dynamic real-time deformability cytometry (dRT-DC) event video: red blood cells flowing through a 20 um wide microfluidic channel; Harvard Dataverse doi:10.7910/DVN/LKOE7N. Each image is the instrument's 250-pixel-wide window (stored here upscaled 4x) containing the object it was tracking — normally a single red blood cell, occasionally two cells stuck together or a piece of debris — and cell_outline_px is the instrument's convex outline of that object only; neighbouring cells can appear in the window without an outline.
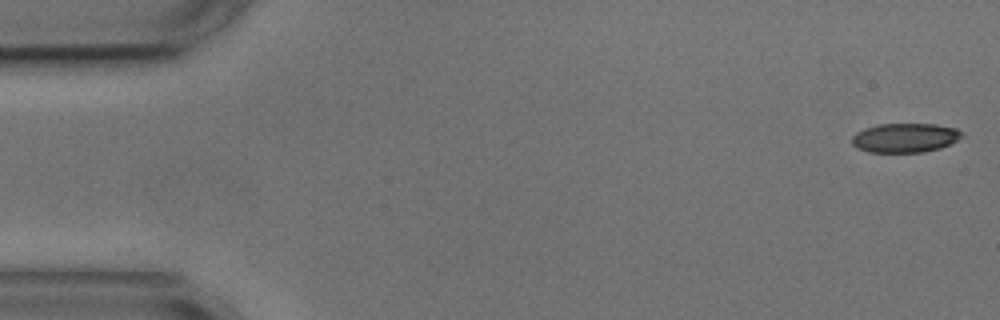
{"species": "common noctule bat (a hibernating species)", "species_latin": "Nyctalus noctula", "temperature_condition": "cold", "stored_images_in_passage": 4, "segment_of_instrument_passage": [2, 2], "camera_frame_rate_fps": 3000, "um_per_image_px": 0.085, "animal": {"sex": "male", "body_mass_g": 17.9, "forearm_length_mm": 54.2}, "frame": {"image": 1, "passage_image": 4, "time_ms": 4.333, "image_size_px": [1000, 320], "cell_outline_px": [[964, 136], [940, 148], [924, 152], [868, 152], [856, 148], [852, 144], [852, 136], [856, 132], [864, 128], [880, 124], [936, 124], [956, 128], [964, 132]], "centroid_in_image_um": [76.92, 11.71], "position_along_channel_um": 8.1, "area_um2": 18.84}}